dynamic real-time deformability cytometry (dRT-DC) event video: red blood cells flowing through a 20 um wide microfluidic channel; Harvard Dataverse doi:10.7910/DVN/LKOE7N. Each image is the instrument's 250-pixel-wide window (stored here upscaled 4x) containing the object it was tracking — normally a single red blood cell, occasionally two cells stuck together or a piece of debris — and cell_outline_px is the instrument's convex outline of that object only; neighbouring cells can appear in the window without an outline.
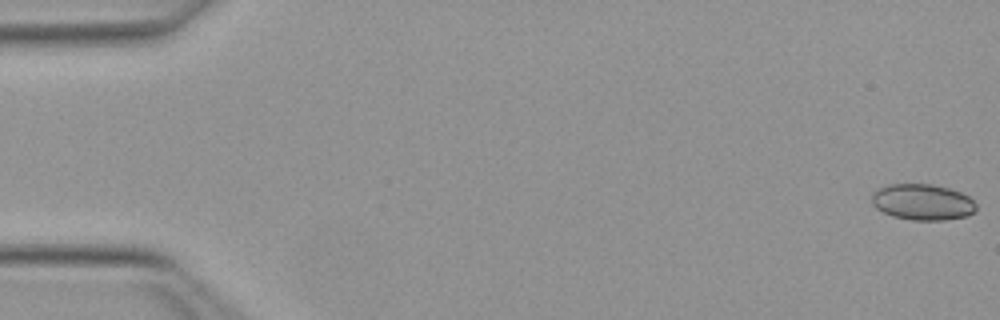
{"species": "Egyptian fruit bat (a non-hibernating species)", "species_latin": "Rousettus aegyptiacus", "temperature_condition": "warm", "stored_images_in_passage": 10, "camera_frame_rate_fps": 3000, "um_per_image_px": 0.085, "animal": {"sex": "female"}, "frame": {"image": 1, "passage_image": 1, "time_ms": 0.0, "image_size_px": [1000, 320], "cell_outline_px": [[976, 208], [968, 216], [944, 220], [912, 220], [892, 216], [876, 208], [872, 204], [872, 192], [876, 188], [888, 184], [932, 184], [948, 188], [960, 192], [968, 196], [976, 204]], "centroid_in_image_um": [78.38, 17.17], "position_along_channel_um": 6.6, "area_um2": 22.02}}